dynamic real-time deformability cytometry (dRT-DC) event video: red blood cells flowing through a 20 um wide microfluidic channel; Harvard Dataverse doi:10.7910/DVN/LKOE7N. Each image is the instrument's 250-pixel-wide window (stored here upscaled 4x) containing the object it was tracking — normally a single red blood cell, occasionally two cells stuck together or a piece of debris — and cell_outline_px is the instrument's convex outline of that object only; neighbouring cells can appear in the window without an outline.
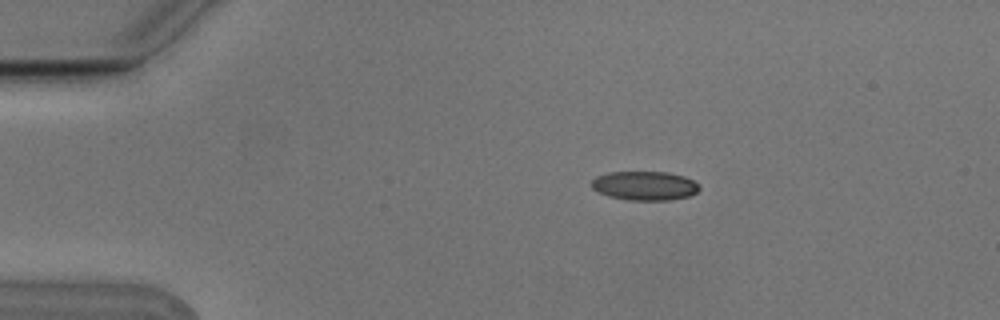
{"species": "Egyptian fruit bat (a non-hibernating species)", "species_latin": "Rousettus aegyptiacus", "temperature_condition": "cold", "stored_images_in_passage": 3, "camera_frame_rate_fps": 3000, "um_per_image_px": 0.085, "animal": {"sex": "male"}, "frame": {"image": 1, "passage_image": 2, "time_ms": 0.333, "image_size_px": [1000, 320], "cell_outline_px": [[700, 188], [696, 192], [688, 196], [668, 200], [628, 200], [608, 196], [592, 188], [592, 180], [596, 176], [608, 172], [668, 172], [684, 176], [692, 180]], "centroid_in_image_um": [54.77, 15.78], "position_along_channel_um": 30.2, "area_um2": 18.09}}